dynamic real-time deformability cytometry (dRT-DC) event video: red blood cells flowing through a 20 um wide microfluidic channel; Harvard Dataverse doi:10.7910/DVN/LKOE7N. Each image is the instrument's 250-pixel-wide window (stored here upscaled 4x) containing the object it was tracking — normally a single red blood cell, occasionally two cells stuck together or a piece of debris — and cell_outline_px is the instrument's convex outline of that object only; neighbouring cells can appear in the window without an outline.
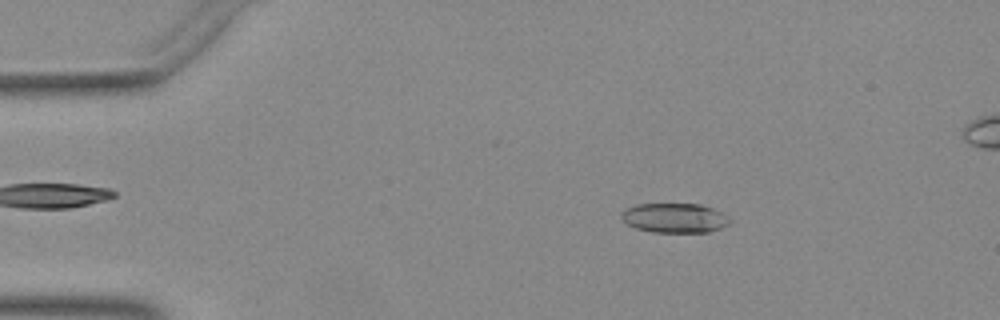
{"species": "Egyptian fruit bat (a non-hibernating species)", "species_latin": "Rousettus aegyptiacus", "temperature_condition": "warm", "stored_images_in_passage": 47, "camera_frame_rate_fps": 3000, "um_per_image_px": 0.085, "animal": {"sex": "female"}, "frame": {"image": 1, "passage_image": 4, "time_ms": 1.0, "image_size_px": [1000, 320], "cell_outline_px": [[732, 220], [728, 224], [720, 228], [708, 232], [652, 232], [636, 228], [628, 224], [620, 216], [624, 208], [636, 204], [700, 204], [712, 208], [728, 216]], "centroid_in_image_um": [57.33, 18.52], "position_along_channel_um": 27.7, "area_um2": 18.67}}
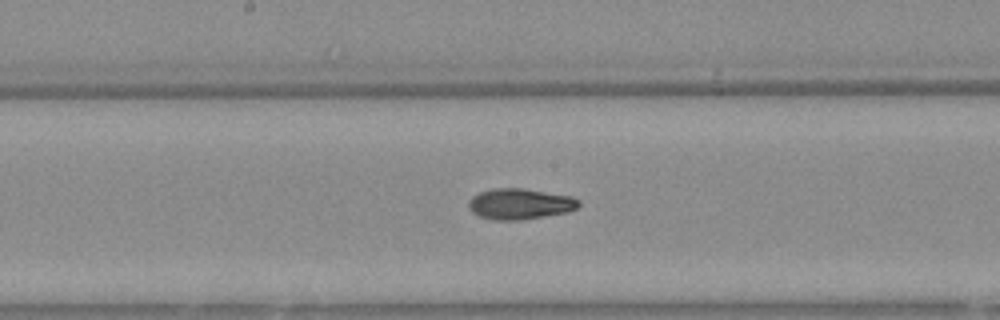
{"frame": {"image": 2, "passage_image": 22, "time_ms": 7.0, "image_size_px": [1000, 320], "cell_outline_px": [[580, 204], [576, 208], [568, 212], [544, 216], [516, 220], [500, 220], [480, 216], [472, 212], [468, 208], [468, 200], [472, 196], [480, 192], [492, 188], [524, 188], [572, 196], [580, 200]], "centroid_in_image_um": [44.19, 17.31], "position_along_channel_um": 204.0, "area_um2": 19.77}}
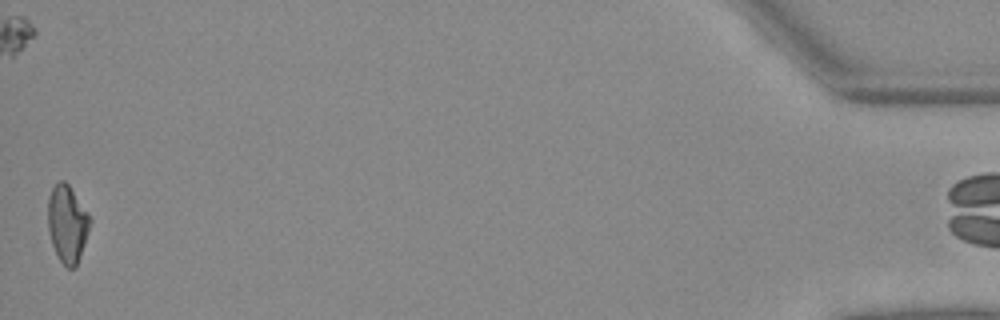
{"frame": {"image": 3, "passage_image": 46, "time_ms": 15.0, "image_size_px": [1000, 320], "cell_outline_px": [[92, 220], [76, 268], [68, 268], [60, 260], [52, 244], [48, 228], [48, 196], [52, 188], [60, 180], [64, 180], [68, 184]], "centroid_in_image_um": [5.71, 19.02], "position_along_channel_um": 429.5, "area_um2": 18.67}}